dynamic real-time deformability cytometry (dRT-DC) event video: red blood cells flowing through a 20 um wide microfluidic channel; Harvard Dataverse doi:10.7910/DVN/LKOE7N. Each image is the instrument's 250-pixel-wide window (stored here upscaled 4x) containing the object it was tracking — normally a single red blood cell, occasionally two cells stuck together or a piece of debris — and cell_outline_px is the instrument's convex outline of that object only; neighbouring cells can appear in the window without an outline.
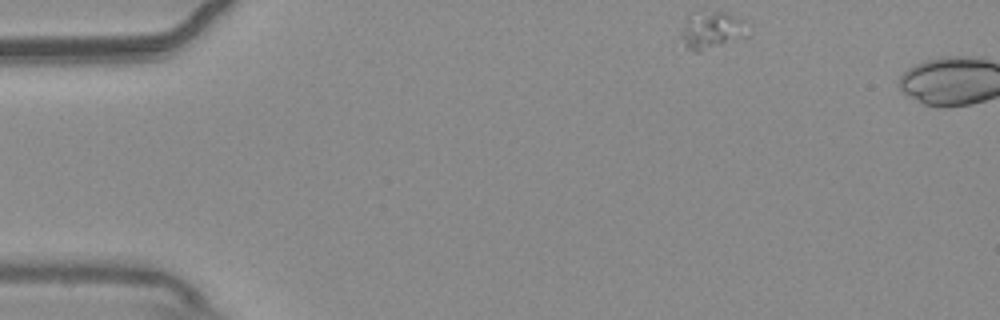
{"species": "common noctule bat (a hibernating species)", "species_latin": "Nyctalus noctula", "temperature_condition": "warm", "stored_images_in_passage": 10, "camera_frame_rate_fps": 3000, "um_per_image_px": 0.085, "animal": {"sex": "male", "body_mass_g": 20.4}, "frame": {"image": 1, "passage_image": 1, "time_ms": 0.0, "image_size_px": [1000, 320], "cell_outline_px": [[752, 36], [700, 52], [696, 52], [684, 48], [680, 36], [688, 12], [724, 12], [740, 20], [752, 32]], "centroid_in_image_um": [60.5, 2.61], "position_along_channel_um": 24.5, "area_um2": 14.97}}